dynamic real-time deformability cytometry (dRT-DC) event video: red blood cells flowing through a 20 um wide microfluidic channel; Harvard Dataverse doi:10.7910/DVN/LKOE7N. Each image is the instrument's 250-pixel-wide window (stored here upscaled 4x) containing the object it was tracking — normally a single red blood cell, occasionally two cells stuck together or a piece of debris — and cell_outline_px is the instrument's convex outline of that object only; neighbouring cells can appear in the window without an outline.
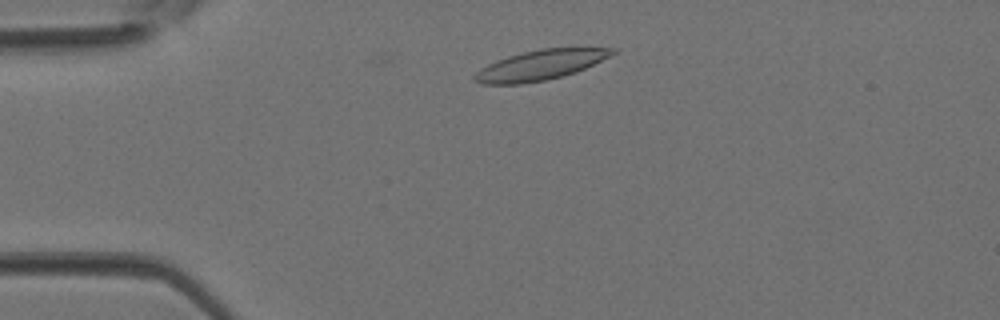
{"species": "Egyptian fruit bat (a non-hibernating species)", "species_latin": "Rousettus aegyptiacus", "temperature_condition": "room temperature", "stored_images_in_passage": 2, "camera_frame_rate_fps": 3000, "um_per_image_px": 0.085, "animal": {"sex": "female"}, "frame": {"image": 1, "passage_image": 1, "time_ms": 0.0, "image_size_px": [1000, 320], "cell_outline_px": [[616, 52], [576, 72], [548, 80], [520, 84], [480, 84], [472, 80], [472, 76], [480, 68], [496, 60], [508, 56], [540, 48], [616, 48]], "centroid_in_image_um": [45.84, 5.54], "position_along_channel_um": 39.2, "area_um2": 23.93}}